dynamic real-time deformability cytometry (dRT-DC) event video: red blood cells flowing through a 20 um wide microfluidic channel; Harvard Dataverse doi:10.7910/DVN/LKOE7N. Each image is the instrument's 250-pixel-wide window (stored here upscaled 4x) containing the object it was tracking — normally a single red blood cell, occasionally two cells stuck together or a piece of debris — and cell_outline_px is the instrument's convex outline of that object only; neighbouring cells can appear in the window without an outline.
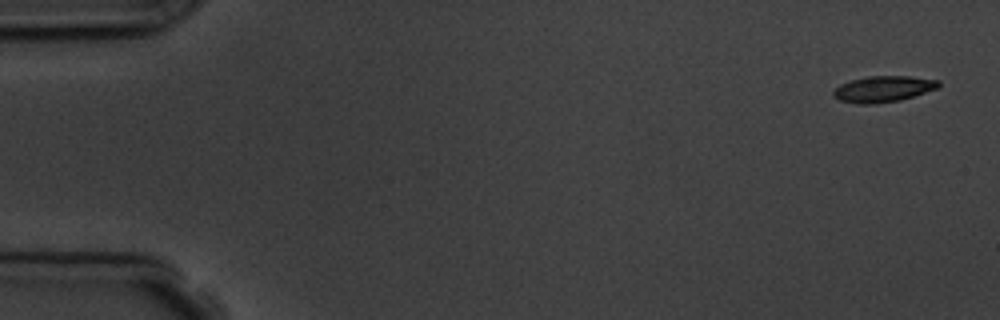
{"species": "common noctule bat (a hibernating species)", "species_latin": "Nyctalus noctula", "temperature_condition": "room temperature", "stored_images_in_passage": 11, "camera_frame_rate_fps": 3000, "um_per_image_px": 0.085, "animal": {"sex": "male", "body_mass_g": 19.5, "forearm_length_mm": 54.6}, "frame": {"image": 1, "passage_image": 1, "time_ms": 0.0, "image_size_px": [1000, 320], "cell_outline_px": [[940, 84], [936, 88], [900, 100], [876, 104], [860, 104], [840, 100], [832, 96], [832, 92], [840, 84], [852, 80], [868, 76], [908, 76], [940, 80]], "centroid_in_image_um": [75.04, 7.56], "position_along_channel_um": 10.0, "area_um2": 15.84}}
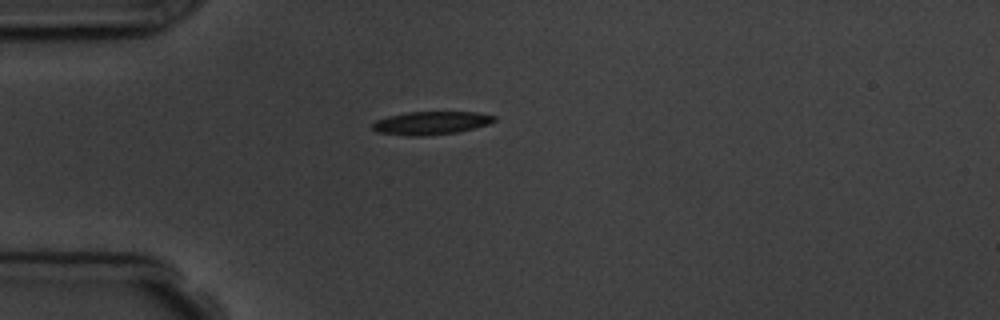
{"frame": {"image": 2, "passage_image": 4, "time_ms": 4.333, "image_size_px": [1000, 320], "cell_outline_px": [[496, 120], [488, 124], [460, 132], [420, 136], [408, 136], [376, 132], [372, 128], [372, 124], [376, 120], [388, 116], [408, 112], [476, 112], [496, 116]], "centroid_in_image_um": [36.63, 10.46], "position_along_channel_um": 48.4, "area_um2": 16.47}}
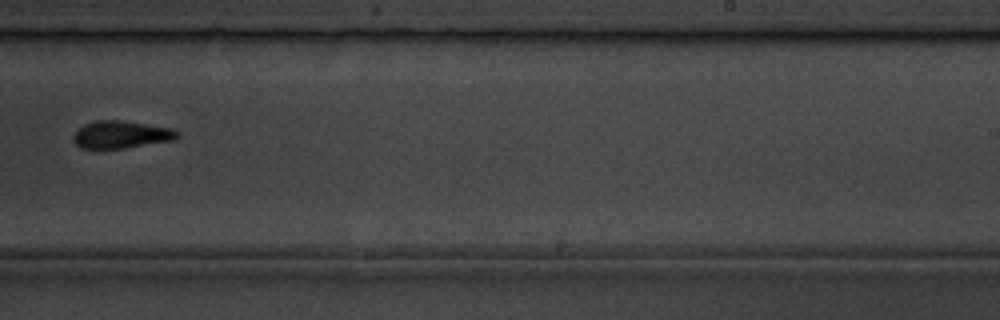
{"frame": {"image": 3, "passage_image": 10, "time_ms": 11.0, "image_size_px": [1000, 320], "cell_outline_px": [[180, 136], [176, 140], [124, 148], [80, 148], [72, 140], [72, 136], [84, 124], [96, 120], [124, 120], [172, 128], [180, 132]], "centroid_in_image_um": [10.34, 11.43], "position_along_channel_um": 278.7, "area_um2": 16.82}}